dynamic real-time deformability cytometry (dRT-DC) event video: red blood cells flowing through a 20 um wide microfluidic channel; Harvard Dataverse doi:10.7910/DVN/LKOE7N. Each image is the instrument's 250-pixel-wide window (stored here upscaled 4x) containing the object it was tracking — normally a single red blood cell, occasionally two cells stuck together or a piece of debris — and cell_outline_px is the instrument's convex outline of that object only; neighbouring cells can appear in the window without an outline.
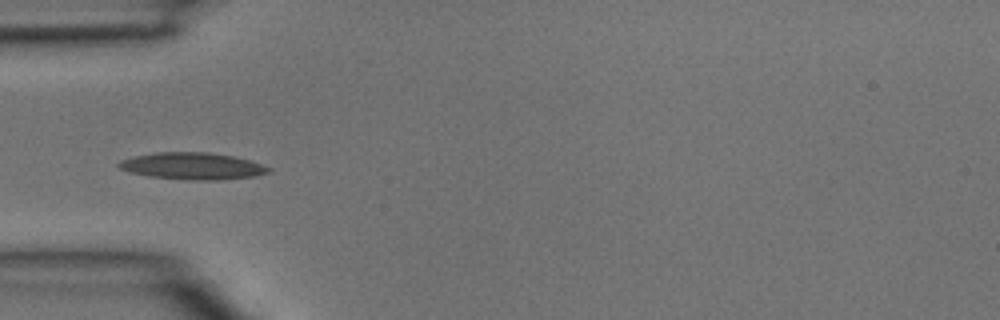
{"species": "common noctule bat (a hibernating species)", "species_latin": "Nyctalus noctula", "temperature_condition": "room temperature", "stored_images_in_passage": 4, "camera_frame_rate_fps": 3000, "um_per_image_px": 0.085, "animal": {"sex": "male", "body_mass_g": 15.6}, "frame": {"image": 1, "passage_image": 3, "time_ms": 0.667, "image_size_px": [1000, 320], "cell_outline_px": [[272, 168], [268, 172], [256, 176], [220, 180], [188, 180], [148, 176], [128, 172], [116, 168], [116, 164], [120, 160], [132, 156], [156, 152], [208, 152], [232, 156], [248, 160]], "centroid_in_image_um": [16.28, 14.12], "position_along_channel_um": 68.7, "area_um2": 23.64}}